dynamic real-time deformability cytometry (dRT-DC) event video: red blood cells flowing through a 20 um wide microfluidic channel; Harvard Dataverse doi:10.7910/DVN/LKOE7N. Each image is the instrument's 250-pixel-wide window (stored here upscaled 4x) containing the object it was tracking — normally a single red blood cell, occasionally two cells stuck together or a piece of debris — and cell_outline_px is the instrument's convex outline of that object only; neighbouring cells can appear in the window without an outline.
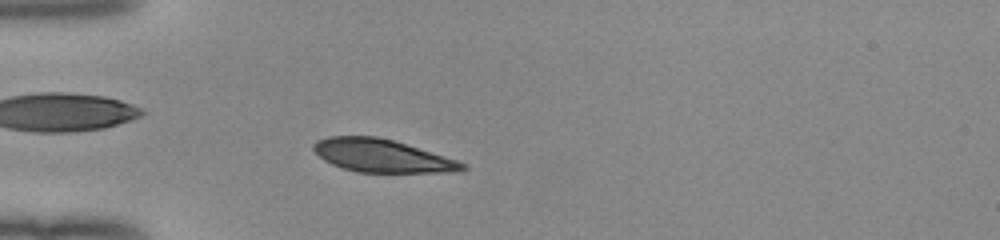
{"species": "human", "species_latin": "Homo sapiens", "temperature_condition": "room temperature", "stored_images_in_passage": 45, "camera_frame_rate_fps": 3000, "um_per_image_px": 0.085, "donor": {"sex": "female"}, "frame": {"image": 1, "passage_image": 9, "time_ms": 2.667, "image_size_px": [1000, 240], "cell_outline_px": [[468, 168], [456, 172], [356, 172], [332, 164], [324, 160], [312, 148], [312, 144], [316, 140], [328, 136], [376, 136], [392, 140], [456, 160], [468, 164]], "centroid_in_image_um": [32.44, 13.24], "position_along_channel_um": 52.6, "area_um2": 28.26}}
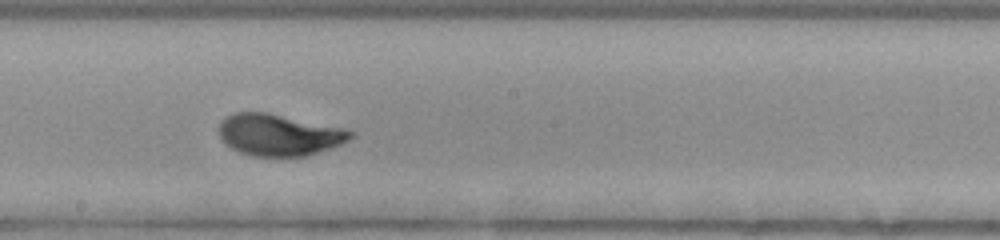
{"frame": {"image": 2, "passage_image": 23, "time_ms": 7.333, "image_size_px": [1000, 240], "cell_outline_px": [[356, 136], [332, 148], [308, 156], [252, 156], [240, 152], [224, 144], [220, 136], [220, 120], [224, 116], [232, 112], [268, 112], [340, 128], [352, 132]], "centroid_in_image_um": [23.67, 11.46], "position_along_channel_um": 224.5, "area_um2": 31.91}}
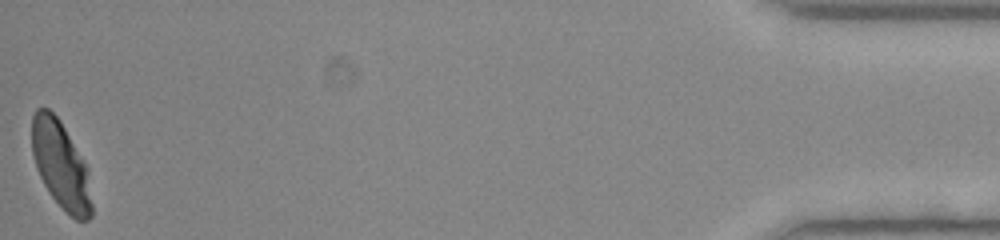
{"frame": {"image": 3, "passage_image": 45, "time_ms": 14.667, "image_size_px": [1000, 240], "cell_outline_px": [[92, 216], [88, 220], [76, 220], [64, 212], [48, 192], [36, 168], [32, 152], [32, 116], [36, 108], [48, 108], [60, 120], [84, 160], [88, 168], [92, 204]], "centroid_in_image_um": [5.18, 14.05], "position_along_channel_um": 430.0, "area_um2": 30.81}, "authors_computed_cell_mechanics": {"area_um2": 31.0964, "velocity_mm_per_s": 4.0019, "shape_relaxation_time_tau1_ms": 2.6431, "shape_relaxation_time_tau2_ms": null, "deformation_change_tau1": 0.1511, "deformation_change_tau2": null}}